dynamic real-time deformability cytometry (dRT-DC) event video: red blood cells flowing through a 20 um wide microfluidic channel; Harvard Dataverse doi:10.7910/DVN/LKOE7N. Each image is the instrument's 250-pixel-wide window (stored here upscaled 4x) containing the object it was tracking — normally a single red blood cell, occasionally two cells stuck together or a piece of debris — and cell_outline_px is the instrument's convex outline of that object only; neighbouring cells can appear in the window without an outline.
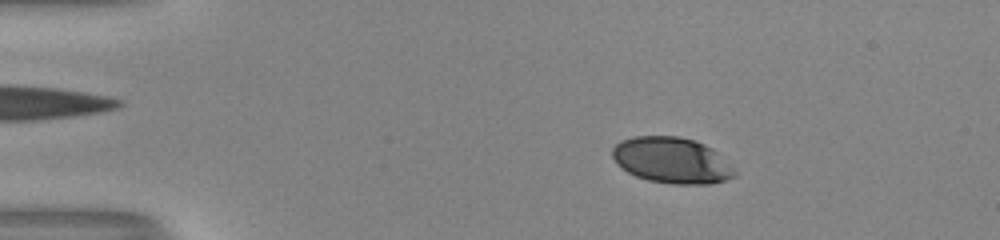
{"species": "human", "species_latin": "Homo sapiens", "temperature_condition": "room temperature", "stored_images_in_passage": 51, "camera_frame_rate_fps": 3000, "um_per_image_px": 0.085, "donor": {"sex": "male"}, "frame": {"image": 1, "passage_image": 8, "time_ms": 2.333, "image_size_px": [1000, 240], "cell_outline_px": [[736, 176], [724, 180], [708, 184], [672, 184], [648, 180], [636, 176], [628, 172], [616, 164], [612, 156], [612, 148], [620, 140], [632, 136], [680, 136], [696, 140], [712, 148], [736, 172]], "centroid_in_image_um": [57.05, 13.62], "position_along_channel_um": 27.9, "area_um2": 32.77}}
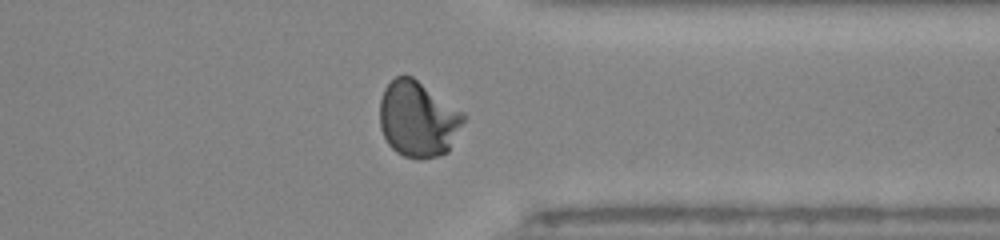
{"frame": {"image": 2, "passage_image": 40, "time_ms": 13.0, "image_size_px": [1000, 240], "cell_outline_px": [[468, 116], [448, 152], [440, 156], [420, 160], [404, 156], [396, 152], [388, 144], [380, 128], [380, 100], [384, 88], [396, 76], [412, 76], [464, 112]], "centroid_in_image_um": [35.55, 10.14], "position_along_channel_um": 375.8, "area_um2": 37.45}}
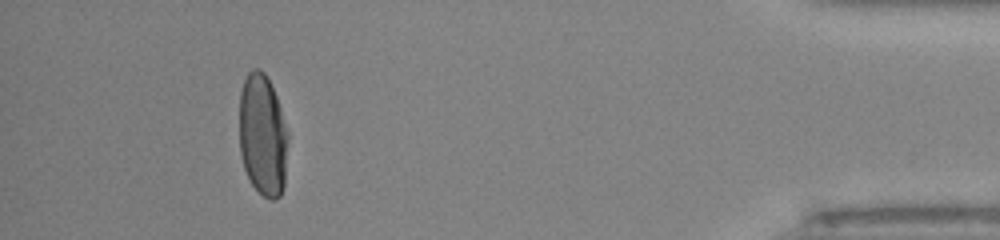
{"frame": {"image": 3, "passage_image": 47, "time_ms": 15.333, "image_size_px": [1000, 240], "cell_outline_px": [[288, 140], [284, 188], [280, 196], [276, 200], [272, 200], [264, 196], [252, 184], [244, 168], [240, 156], [240, 92], [244, 80], [248, 72], [252, 68], [260, 68], [264, 72], [276, 96], [288, 132]], "centroid_in_image_um": [22.33, 11.5], "position_along_channel_um": 412.9, "area_um2": 34.74}, "authors_computed_cell_mechanics": {"area_um2": 35.0268, "velocity_mm_per_s": 4.02, "shape_relaxation_time_tau1_ms": 6.5021, "shape_relaxation_time_tau2_ms": null, "deformation_change_tau1": 0.2216, "deformation_change_tau2": null}}